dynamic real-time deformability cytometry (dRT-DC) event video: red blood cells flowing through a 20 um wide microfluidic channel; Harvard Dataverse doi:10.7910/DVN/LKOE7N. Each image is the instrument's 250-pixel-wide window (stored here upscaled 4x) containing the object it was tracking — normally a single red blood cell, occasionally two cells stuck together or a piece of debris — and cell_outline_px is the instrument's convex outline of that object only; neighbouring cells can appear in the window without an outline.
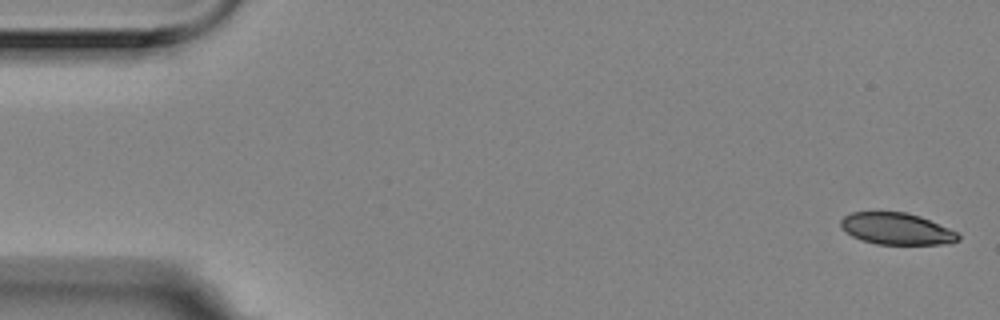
{"species": "Egyptian fruit bat (a non-hibernating species)", "species_latin": "Rousettus aegyptiacus", "temperature_condition": "room temperature", "stored_images_in_passage": 5, "segment_of_instrument_passage": [1, 2], "camera_frame_rate_fps": 3000, "um_per_image_px": 0.085, "animal": {"sex": "female"}, "frame": {"image": 1, "passage_image": 1, "time_ms": 0.0, "image_size_px": [1000, 320], "cell_outline_px": [[960, 240], [948, 244], [876, 244], [860, 240], [852, 236], [840, 224], [840, 220], [844, 216], [852, 212], [908, 212], [920, 216], [948, 228], [956, 232], [960, 236]], "centroid_in_image_um": [76.22, 19.45], "position_along_channel_um": 8.8, "area_um2": 21.62}}